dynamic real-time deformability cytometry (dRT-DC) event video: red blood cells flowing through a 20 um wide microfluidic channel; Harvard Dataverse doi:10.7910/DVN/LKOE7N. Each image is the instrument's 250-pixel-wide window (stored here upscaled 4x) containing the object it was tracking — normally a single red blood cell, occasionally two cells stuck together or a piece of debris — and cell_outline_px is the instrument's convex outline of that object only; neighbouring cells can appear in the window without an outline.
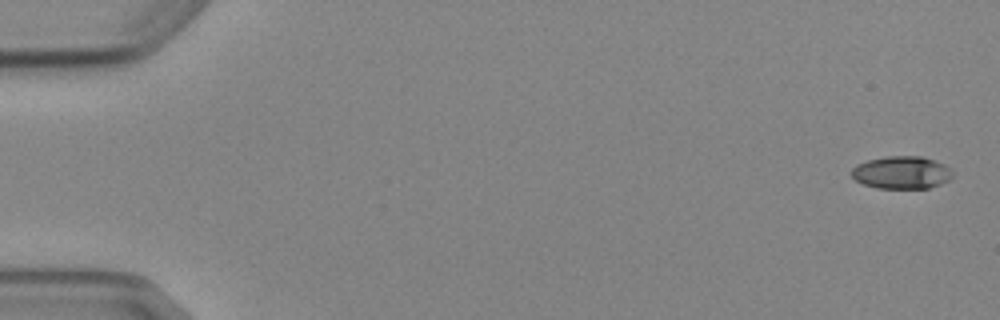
{"species": "Egyptian fruit bat (a non-hibernating species)", "species_latin": "Rousettus aegyptiacus", "temperature_condition": "cold", "stored_images_in_passage": 6, "camera_frame_rate_fps": 3000, "um_per_image_px": 0.085, "animal": {"sex": "female"}, "frame": {"image": 1, "passage_image": 1, "time_ms": 0.0, "image_size_px": [1000, 320], "cell_outline_px": [[952, 176], [948, 180], [940, 184], [928, 188], [876, 188], [864, 184], [856, 180], [852, 176], [852, 168], [856, 164], [868, 160], [884, 156], [920, 156], [944, 164], [952, 168]], "centroid_in_image_um": [76.63, 14.66], "position_along_channel_um": 8.4, "area_um2": 19.19}}
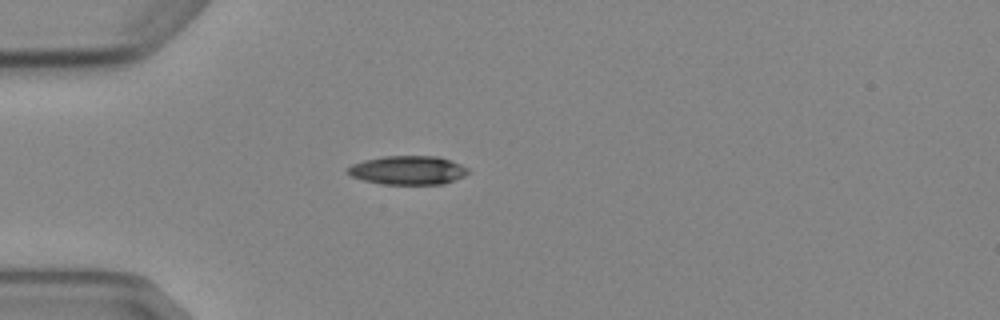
{"frame": {"image": 2, "passage_image": 5, "time_ms": 4.667, "image_size_px": [1000, 320], "cell_outline_px": [[468, 172], [464, 176], [444, 184], [380, 184], [364, 180], [352, 176], [344, 172], [352, 164], [364, 160], [384, 156], [436, 156], [460, 164], [468, 168]], "centroid_in_image_um": [34.64, 14.47], "position_along_channel_um": 50.4, "area_um2": 20.11}}